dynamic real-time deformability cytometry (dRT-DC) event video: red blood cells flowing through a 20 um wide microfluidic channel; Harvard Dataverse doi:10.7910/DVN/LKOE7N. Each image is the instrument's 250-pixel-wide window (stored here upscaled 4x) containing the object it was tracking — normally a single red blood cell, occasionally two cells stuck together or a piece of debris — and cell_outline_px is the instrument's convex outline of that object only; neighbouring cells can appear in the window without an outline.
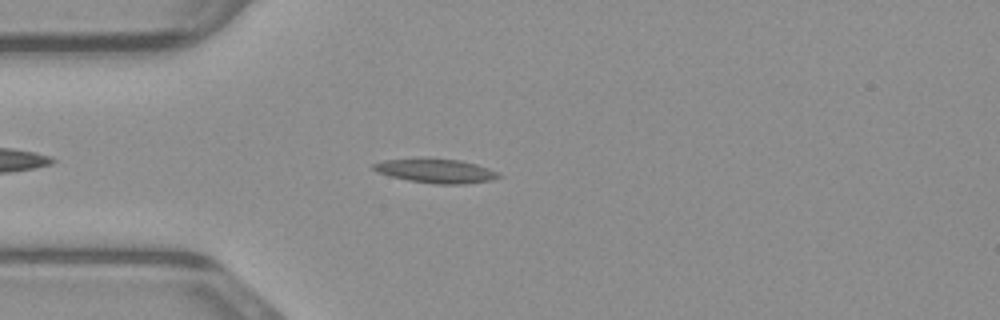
{"species": "common noctule bat (a hibernating species)", "species_latin": "Nyctalus noctula", "temperature_condition": "warm", "stored_images_in_passage": 41, "camera_frame_rate_fps": 3000, "um_per_image_px": 0.085, "animal": {"sex": "male", "body_mass_g": 23.1, "forearm_length_mm": 52.7}, "frame": {"image": 1, "passage_image": 6, "time_ms": 1.667, "image_size_px": [1000, 320], "cell_outline_px": [[504, 176], [492, 180], [464, 184], [436, 184], [408, 180], [376, 172], [372, 168], [372, 164], [384, 160], [460, 160], [476, 164], [488, 168]], "centroid_in_image_um": [37.09, 14.56], "position_along_channel_um": 47.9, "area_um2": 16.99}}
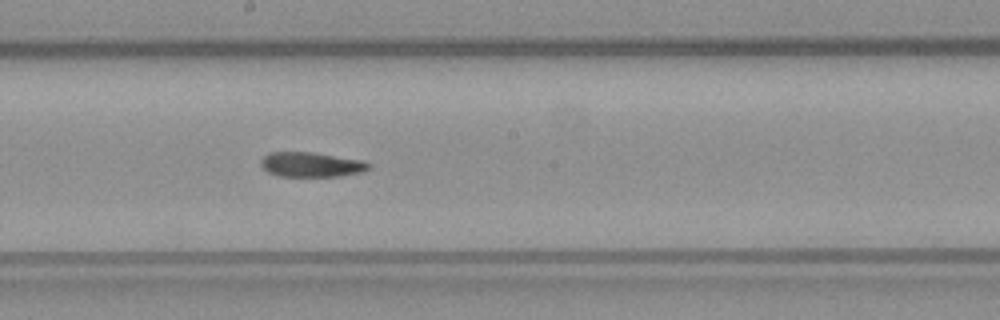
{"frame": {"image": 2, "passage_image": 19, "time_ms": 6.0, "image_size_px": [1000, 320], "cell_outline_px": [[372, 168], [364, 172], [340, 176], [276, 176], [268, 172], [260, 164], [260, 160], [268, 152], [312, 152], [364, 160], [372, 164]], "centroid_in_image_um": [26.5, 13.99], "position_along_channel_um": 221.7, "area_um2": 15.84}}
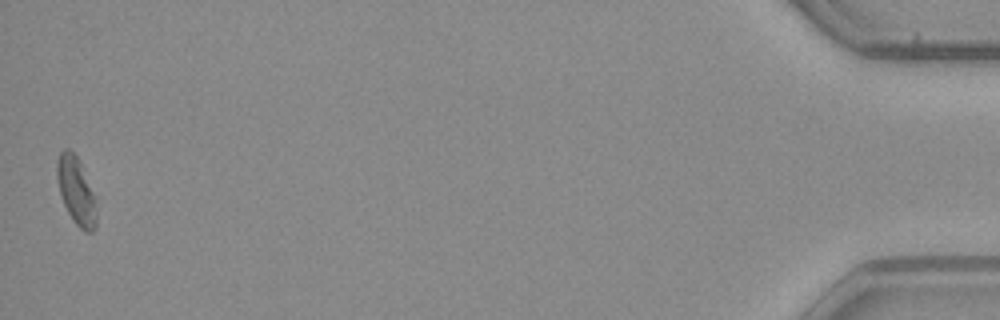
{"frame": {"image": 3, "passage_image": 41, "time_ms": 13.333, "image_size_px": [1000, 320], "cell_outline_px": [[96, 228], [92, 232], [84, 232], [72, 220], [60, 196], [56, 176], [56, 164], [60, 152], [64, 148], [68, 148], [80, 160], [96, 200]], "centroid_in_image_um": [6.47, 16.23], "position_along_channel_um": 428.7, "area_um2": 15.72}}